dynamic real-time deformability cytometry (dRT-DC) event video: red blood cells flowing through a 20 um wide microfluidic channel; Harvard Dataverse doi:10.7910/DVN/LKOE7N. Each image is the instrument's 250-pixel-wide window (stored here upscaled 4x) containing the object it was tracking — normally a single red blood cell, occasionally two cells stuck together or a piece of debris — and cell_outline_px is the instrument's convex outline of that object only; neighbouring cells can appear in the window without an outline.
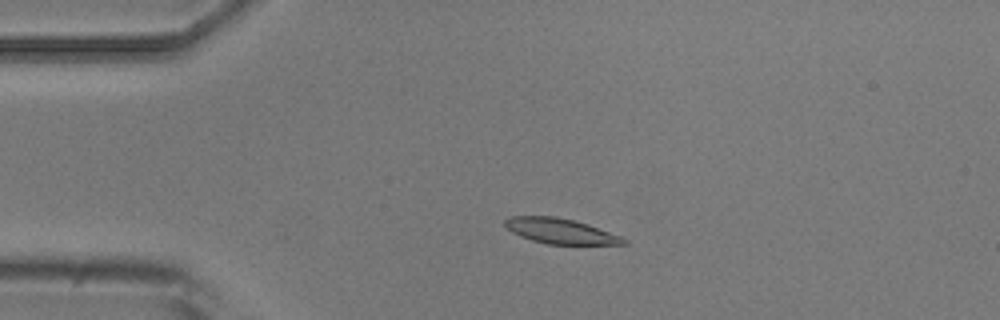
{"species": "common noctule bat (a hibernating species)", "species_latin": "Nyctalus noctula", "temperature_condition": "room temperature", "stored_images_in_passage": 3, "camera_frame_rate_fps": 3000, "um_per_image_px": 0.085, "animal": {"sex": "male", "body_mass_g": 20.5, "forearm_length_mm": 52.5}, "frame": {"image": 1, "passage_image": 2, "time_ms": 1.0, "image_size_px": [1000, 320], "cell_outline_px": [[628, 244], [548, 244], [532, 240], [520, 236], [512, 232], [504, 224], [504, 220], [508, 216], [552, 216], [572, 220], [588, 224], [620, 236], [628, 240]], "centroid_in_image_um": [47.62, 19.64], "position_along_channel_um": 37.4, "area_um2": 17.28}}